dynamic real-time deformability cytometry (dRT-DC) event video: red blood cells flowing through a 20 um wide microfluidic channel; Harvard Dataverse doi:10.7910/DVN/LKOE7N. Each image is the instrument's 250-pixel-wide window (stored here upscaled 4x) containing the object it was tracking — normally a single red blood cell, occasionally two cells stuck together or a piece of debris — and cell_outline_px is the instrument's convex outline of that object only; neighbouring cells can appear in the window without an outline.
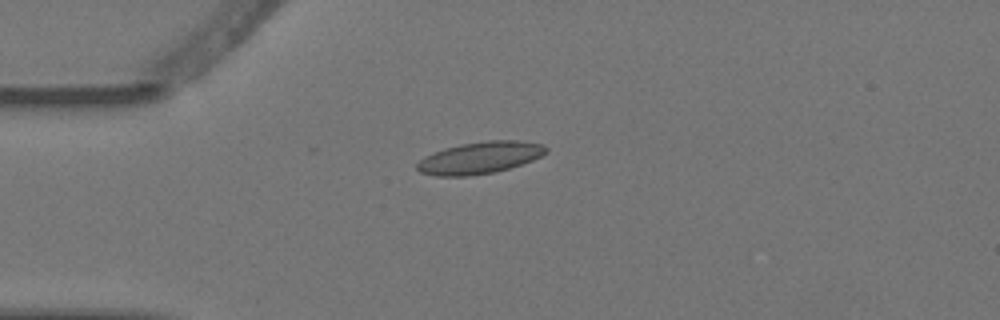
{"species": "Egyptian fruit bat (a non-hibernating species)", "species_latin": "Rousettus aegyptiacus", "temperature_condition": "warm", "stored_images_in_passage": 3, "camera_frame_rate_fps": 3000, "um_per_image_px": 0.085, "animal": {"sex": "female"}, "frame": {"image": 1, "passage_image": 2, "time_ms": 0.333, "image_size_px": [1000, 320], "cell_outline_px": [[548, 152], [532, 160], [508, 168], [492, 172], [468, 176], [436, 176], [420, 172], [416, 168], [416, 164], [424, 156], [444, 148], [460, 144], [488, 140], [516, 140], [544, 144], [548, 148]], "centroid_in_image_um": [40.77, 13.4], "position_along_channel_um": 44.2, "area_um2": 23.93}}